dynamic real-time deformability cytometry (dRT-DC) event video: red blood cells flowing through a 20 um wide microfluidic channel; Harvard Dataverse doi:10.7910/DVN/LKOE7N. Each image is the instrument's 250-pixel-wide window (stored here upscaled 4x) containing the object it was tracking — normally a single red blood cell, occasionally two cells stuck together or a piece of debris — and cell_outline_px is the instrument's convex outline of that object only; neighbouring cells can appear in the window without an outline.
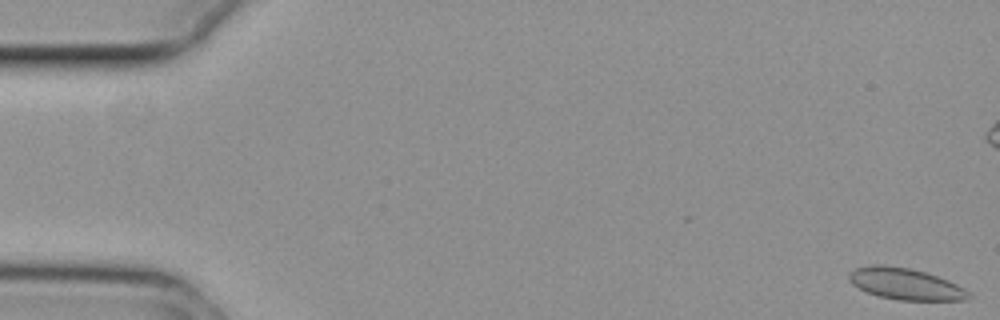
{"species": "common noctule bat (a hibernating species)", "species_latin": "Nyctalus noctula", "temperature_condition": "cold", "stored_images_in_passage": 56, "camera_frame_rate_fps": 3000, "um_per_image_px": 0.085, "animal": {"sex": "female", "body_mass_g": 29.2, "forearm_length_mm": 56.3}, "frame": {"image": 1, "passage_image": 1, "time_ms": 0.0, "image_size_px": [1000, 320], "cell_outline_px": [[972, 296], [968, 300], [900, 300], [880, 296], [868, 292], [852, 284], [848, 280], [848, 272], [856, 268], [872, 264], [884, 264], [908, 268], [924, 272], [948, 280], [964, 288]], "centroid_in_image_um": [76.94, 24.12], "position_along_channel_um": 8.1, "area_um2": 21.85}}
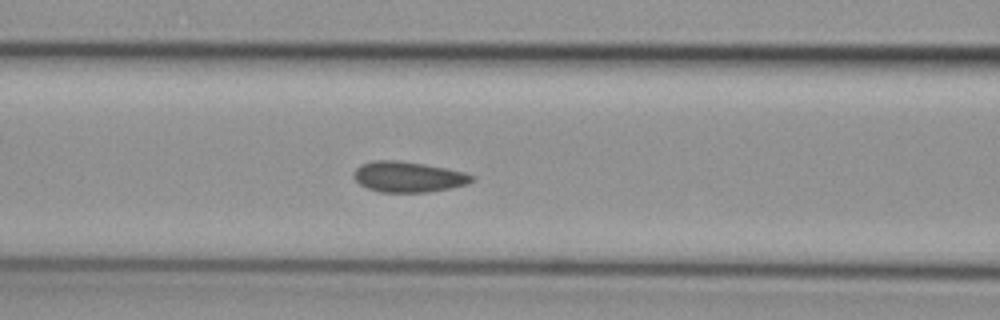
{"frame": {"image": 2, "passage_image": 23, "time_ms": 7.333, "image_size_px": [1000, 320], "cell_outline_px": [[476, 180], [468, 184], [428, 192], [380, 192], [368, 188], [360, 184], [352, 176], [352, 172], [360, 164], [372, 160], [396, 160], [424, 164], [448, 168], [464, 172], [476, 176]], "centroid_in_image_um": [34.7, 15.02], "position_along_channel_um": 131.9, "area_um2": 21.27}}
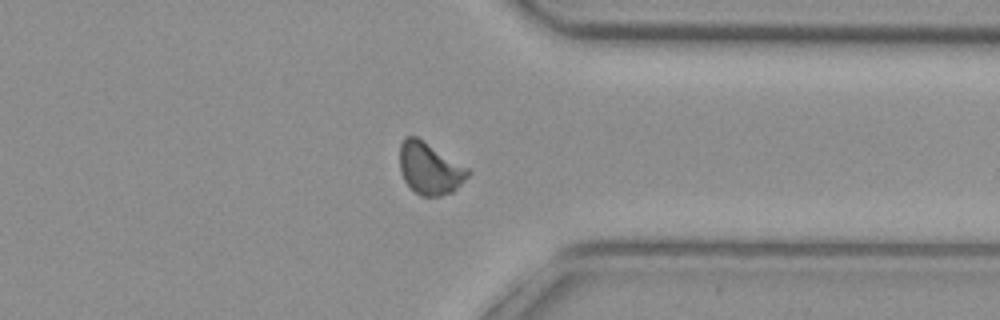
{"frame": {"image": 3, "passage_image": 43, "time_ms": 14.0, "image_size_px": [1000, 320], "cell_outline_px": [[472, 172], [452, 192], [440, 196], [420, 196], [404, 180], [400, 172], [400, 144], [404, 136], [416, 136], [468, 168]], "centroid_in_image_um": [36.51, 14.31], "position_along_channel_um": 374.9, "area_um2": 20.4}, "authors_computed_cell_mechanics": {"area_um2": 20.7502, "velocity_mm_per_s": 3.7132, "shape_relaxation_time_tau1_ms": null, "shape_relaxation_time_tau2_ms": 1.6151, "deformation_change_tau1": null, "deformation_change_tau2": 0.0362}}